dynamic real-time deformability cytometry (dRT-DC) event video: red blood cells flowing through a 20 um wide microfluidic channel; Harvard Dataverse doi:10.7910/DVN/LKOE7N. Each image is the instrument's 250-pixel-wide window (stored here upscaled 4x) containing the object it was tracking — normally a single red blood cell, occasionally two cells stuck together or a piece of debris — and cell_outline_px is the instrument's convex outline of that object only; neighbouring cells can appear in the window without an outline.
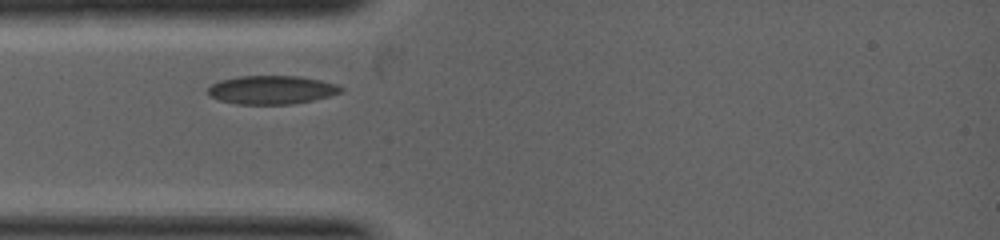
{"species": "common noctule bat (a hibernating species)", "species_latin": "Nyctalus noctula", "temperature_condition": "warm", "stored_images_in_passage": 1, "camera_frame_rate_fps": 5000, "um_per_image_px": 0.085, "animal": {"sex": "female", "body_mass_g": 19.0, "forearm_length_mm": 53.3}, "frame": {"image": 1, "passage_image": 1, "time_ms": 0.0, "image_size_px": [1000, 240], "cell_outline_px": [[344, 88], [340, 92], [328, 96], [312, 100], [292, 104], [236, 104], [220, 100], [208, 96], [208, 88], [212, 84], [220, 80], [240, 76], [300, 76], [320, 80], [336, 84]], "centroid_in_image_um": [23.06, 7.63], "position_along_channel_um": 61.9, "area_um2": 22.02}}